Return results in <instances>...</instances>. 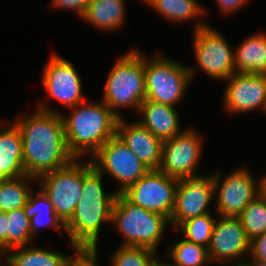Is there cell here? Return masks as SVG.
Returning a JSON list of instances; mask_svg holds the SVG:
<instances>
[{"instance_id":"cell-1","label":"cell","mask_w":266,"mask_h":266,"mask_svg":"<svg viewBox=\"0 0 266 266\" xmlns=\"http://www.w3.org/2000/svg\"><path fill=\"white\" fill-rule=\"evenodd\" d=\"M34 109V110H33ZM30 113L20 112L11 119L20 129L26 175L38 179L70 163L61 112L45 99H39Z\"/></svg>"},{"instance_id":"cell-2","label":"cell","mask_w":266,"mask_h":266,"mask_svg":"<svg viewBox=\"0 0 266 266\" xmlns=\"http://www.w3.org/2000/svg\"><path fill=\"white\" fill-rule=\"evenodd\" d=\"M81 197L73 216L65 224L68 247H98L104 225H110L112 207L117 192L104 189V176L97 171L90 158L83 159Z\"/></svg>"},{"instance_id":"cell-3","label":"cell","mask_w":266,"mask_h":266,"mask_svg":"<svg viewBox=\"0 0 266 266\" xmlns=\"http://www.w3.org/2000/svg\"><path fill=\"white\" fill-rule=\"evenodd\" d=\"M61 111L65 140L75 158H91L108 140L116 135L119 117L101 100L89 101Z\"/></svg>"},{"instance_id":"cell-4","label":"cell","mask_w":266,"mask_h":266,"mask_svg":"<svg viewBox=\"0 0 266 266\" xmlns=\"http://www.w3.org/2000/svg\"><path fill=\"white\" fill-rule=\"evenodd\" d=\"M103 86L102 100L119 118L123 109L138 113L146 99L144 53L132 47L116 58Z\"/></svg>"},{"instance_id":"cell-5","label":"cell","mask_w":266,"mask_h":266,"mask_svg":"<svg viewBox=\"0 0 266 266\" xmlns=\"http://www.w3.org/2000/svg\"><path fill=\"white\" fill-rule=\"evenodd\" d=\"M110 225L120 238L123 237L120 246L143 247L159 252L170 222L164 215L132 204L121 193H117Z\"/></svg>"},{"instance_id":"cell-6","label":"cell","mask_w":266,"mask_h":266,"mask_svg":"<svg viewBox=\"0 0 266 266\" xmlns=\"http://www.w3.org/2000/svg\"><path fill=\"white\" fill-rule=\"evenodd\" d=\"M146 99L170 106L179 105L198 72L194 66L180 63L159 50L152 57L144 53Z\"/></svg>"},{"instance_id":"cell-7","label":"cell","mask_w":266,"mask_h":266,"mask_svg":"<svg viewBox=\"0 0 266 266\" xmlns=\"http://www.w3.org/2000/svg\"><path fill=\"white\" fill-rule=\"evenodd\" d=\"M214 180V211L223 217H238L240 213L260 194V176L256 178L246 166L231 169L226 175L216 170Z\"/></svg>"},{"instance_id":"cell-8","label":"cell","mask_w":266,"mask_h":266,"mask_svg":"<svg viewBox=\"0 0 266 266\" xmlns=\"http://www.w3.org/2000/svg\"><path fill=\"white\" fill-rule=\"evenodd\" d=\"M83 158H74L66 166L41 175L37 186L49 197L57 217L65 225L73 216L81 197Z\"/></svg>"},{"instance_id":"cell-9","label":"cell","mask_w":266,"mask_h":266,"mask_svg":"<svg viewBox=\"0 0 266 266\" xmlns=\"http://www.w3.org/2000/svg\"><path fill=\"white\" fill-rule=\"evenodd\" d=\"M192 50L198 66L213 80L225 81L235 73L234 48L218 28L210 24L193 31Z\"/></svg>"},{"instance_id":"cell-10","label":"cell","mask_w":266,"mask_h":266,"mask_svg":"<svg viewBox=\"0 0 266 266\" xmlns=\"http://www.w3.org/2000/svg\"><path fill=\"white\" fill-rule=\"evenodd\" d=\"M205 137L190 125L163 141L159 171L177 179L202 176L197 173L205 150Z\"/></svg>"},{"instance_id":"cell-11","label":"cell","mask_w":266,"mask_h":266,"mask_svg":"<svg viewBox=\"0 0 266 266\" xmlns=\"http://www.w3.org/2000/svg\"><path fill=\"white\" fill-rule=\"evenodd\" d=\"M93 167L103 176L109 174L117 184L115 191L122 193L143 177L150 169L115 135L91 158Z\"/></svg>"},{"instance_id":"cell-12","label":"cell","mask_w":266,"mask_h":266,"mask_svg":"<svg viewBox=\"0 0 266 266\" xmlns=\"http://www.w3.org/2000/svg\"><path fill=\"white\" fill-rule=\"evenodd\" d=\"M41 75V86L46 92L45 96L60 103L67 110L87 100L83 94L81 75L74 64L59 53H50Z\"/></svg>"},{"instance_id":"cell-13","label":"cell","mask_w":266,"mask_h":266,"mask_svg":"<svg viewBox=\"0 0 266 266\" xmlns=\"http://www.w3.org/2000/svg\"><path fill=\"white\" fill-rule=\"evenodd\" d=\"M179 179L159 170H149L121 194L132 204L148 211L160 213L169 220L175 207Z\"/></svg>"},{"instance_id":"cell-14","label":"cell","mask_w":266,"mask_h":266,"mask_svg":"<svg viewBox=\"0 0 266 266\" xmlns=\"http://www.w3.org/2000/svg\"><path fill=\"white\" fill-rule=\"evenodd\" d=\"M222 107L228 115L263 112L266 102V74L234 73L225 80Z\"/></svg>"},{"instance_id":"cell-15","label":"cell","mask_w":266,"mask_h":266,"mask_svg":"<svg viewBox=\"0 0 266 266\" xmlns=\"http://www.w3.org/2000/svg\"><path fill=\"white\" fill-rule=\"evenodd\" d=\"M250 242L238 217L217 215L208 247L211 263L214 266H223L247 261Z\"/></svg>"},{"instance_id":"cell-16","label":"cell","mask_w":266,"mask_h":266,"mask_svg":"<svg viewBox=\"0 0 266 266\" xmlns=\"http://www.w3.org/2000/svg\"><path fill=\"white\" fill-rule=\"evenodd\" d=\"M215 201L212 174L179 179L175 207L169 220L175 230L182 222L212 213L210 205ZM210 208V209H209Z\"/></svg>"},{"instance_id":"cell-17","label":"cell","mask_w":266,"mask_h":266,"mask_svg":"<svg viewBox=\"0 0 266 266\" xmlns=\"http://www.w3.org/2000/svg\"><path fill=\"white\" fill-rule=\"evenodd\" d=\"M118 119L116 135L150 170H158L161 164L163 141L153 135L138 121Z\"/></svg>"},{"instance_id":"cell-18","label":"cell","mask_w":266,"mask_h":266,"mask_svg":"<svg viewBox=\"0 0 266 266\" xmlns=\"http://www.w3.org/2000/svg\"><path fill=\"white\" fill-rule=\"evenodd\" d=\"M176 107L145 100L136 114L137 121L162 141L182 132L181 116ZM140 116V117H139Z\"/></svg>"},{"instance_id":"cell-19","label":"cell","mask_w":266,"mask_h":266,"mask_svg":"<svg viewBox=\"0 0 266 266\" xmlns=\"http://www.w3.org/2000/svg\"><path fill=\"white\" fill-rule=\"evenodd\" d=\"M26 175L23 163V141L20 129L9 120L0 124V179Z\"/></svg>"},{"instance_id":"cell-20","label":"cell","mask_w":266,"mask_h":266,"mask_svg":"<svg viewBox=\"0 0 266 266\" xmlns=\"http://www.w3.org/2000/svg\"><path fill=\"white\" fill-rule=\"evenodd\" d=\"M142 2L164 20H168L167 22L183 24L195 21L193 31L208 24L205 21L208 10L199 0H143Z\"/></svg>"},{"instance_id":"cell-21","label":"cell","mask_w":266,"mask_h":266,"mask_svg":"<svg viewBox=\"0 0 266 266\" xmlns=\"http://www.w3.org/2000/svg\"><path fill=\"white\" fill-rule=\"evenodd\" d=\"M127 0H91L81 18L99 32H113L124 28Z\"/></svg>"},{"instance_id":"cell-22","label":"cell","mask_w":266,"mask_h":266,"mask_svg":"<svg viewBox=\"0 0 266 266\" xmlns=\"http://www.w3.org/2000/svg\"><path fill=\"white\" fill-rule=\"evenodd\" d=\"M236 73L266 74V32L258 31L234 47Z\"/></svg>"},{"instance_id":"cell-23","label":"cell","mask_w":266,"mask_h":266,"mask_svg":"<svg viewBox=\"0 0 266 266\" xmlns=\"http://www.w3.org/2000/svg\"><path fill=\"white\" fill-rule=\"evenodd\" d=\"M36 191L30 193L27 204L24 207L27 217L30 219L32 236L36 239L41 228H52L61 235H66L65 225L57 217L49 197L38 186ZM36 194V195H35Z\"/></svg>"},{"instance_id":"cell-24","label":"cell","mask_w":266,"mask_h":266,"mask_svg":"<svg viewBox=\"0 0 266 266\" xmlns=\"http://www.w3.org/2000/svg\"><path fill=\"white\" fill-rule=\"evenodd\" d=\"M37 245L36 242L9 250L6 266H63L68 254Z\"/></svg>"},{"instance_id":"cell-25","label":"cell","mask_w":266,"mask_h":266,"mask_svg":"<svg viewBox=\"0 0 266 266\" xmlns=\"http://www.w3.org/2000/svg\"><path fill=\"white\" fill-rule=\"evenodd\" d=\"M37 179L28 175L18 178L0 179V211L10 212L24 208Z\"/></svg>"},{"instance_id":"cell-26","label":"cell","mask_w":266,"mask_h":266,"mask_svg":"<svg viewBox=\"0 0 266 266\" xmlns=\"http://www.w3.org/2000/svg\"><path fill=\"white\" fill-rule=\"evenodd\" d=\"M178 239L164 254V258L170 259L167 262L171 266H213L207 247L187 241L181 236Z\"/></svg>"},{"instance_id":"cell-27","label":"cell","mask_w":266,"mask_h":266,"mask_svg":"<svg viewBox=\"0 0 266 266\" xmlns=\"http://www.w3.org/2000/svg\"><path fill=\"white\" fill-rule=\"evenodd\" d=\"M215 215V216H214ZM217 213H207L182 222L175 231L187 241L209 247Z\"/></svg>"},{"instance_id":"cell-28","label":"cell","mask_w":266,"mask_h":266,"mask_svg":"<svg viewBox=\"0 0 266 266\" xmlns=\"http://www.w3.org/2000/svg\"><path fill=\"white\" fill-rule=\"evenodd\" d=\"M7 219L6 252L13 248L36 243L37 240L31 233L30 219L24 208L7 212Z\"/></svg>"},{"instance_id":"cell-29","label":"cell","mask_w":266,"mask_h":266,"mask_svg":"<svg viewBox=\"0 0 266 266\" xmlns=\"http://www.w3.org/2000/svg\"><path fill=\"white\" fill-rule=\"evenodd\" d=\"M238 218L250 241L264 234L266 232V198L260 193Z\"/></svg>"},{"instance_id":"cell-30","label":"cell","mask_w":266,"mask_h":266,"mask_svg":"<svg viewBox=\"0 0 266 266\" xmlns=\"http://www.w3.org/2000/svg\"><path fill=\"white\" fill-rule=\"evenodd\" d=\"M143 247L119 246L110 255V266H155L159 256Z\"/></svg>"},{"instance_id":"cell-31","label":"cell","mask_w":266,"mask_h":266,"mask_svg":"<svg viewBox=\"0 0 266 266\" xmlns=\"http://www.w3.org/2000/svg\"><path fill=\"white\" fill-rule=\"evenodd\" d=\"M99 247H75L73 255L67 256L63 266H100Z\"/></svg>"},{"instance_id":"cell-32","label":"cell","mask_w":266,"mask_h":266,"mask_svg":"<svg viewBox=\"0 0 266 266\" xmlns=\"http://www.w3.org/2000/svg\"><path fill=\"white\" fill-rule=\"evenodd\" d=\"M90 1L91 0H51L50 6H52L54 10L73 11L78 18L81 19Z\"/></svg>"},{"instance_id":"cell-33","label":"cell","mask_w":266,"mask_h":266,"mask_svg":"<svg viewBox=\"0 0 266 266\" xmlns=\"http://www.w3.org/2000/svg\"><path fill=\"white\" fill-rule=\"evenodd\" d=\"M250 262H266V232L250 242Z\"/></svg>"},{"instance_id":"cell-34","label":"cell","mask_w":266,"mask_h":266,"mask_svg":"<svg viewBox=\"0 0 266 266\" xmlns=\"http://www.w3.org/2000/svg\"><path fill=\"white\" fill-rule=\"evenodd\" d=\"M251 0H215L220 10L221 15L229 17L232 14L238 13L239 10L244 8Z\"/></svg>"},{"instance_id":"cell-35","label":"cell","mask_w":266,"mask_h":266,"mask_svg":"<svg viewBox=\"0 0 266 266\" xmlns=\"http://www.w3.org/2000/svg\"><path fill=\"white\" fill-rule=\"evenodd\" d=\"M7 213L0 211V245L6 251L7 230Z\"/></svg>"},{"instance_id":"cell-36","label":"cell","mask_w":266,"mask_h":266,"mask_svg":"<svg viewBox=\"0 0 266 266\" xmlns=\"http://www.w3.org/2000/svg\"><path fill=\"white\" fill-rule=\"evenodd\" d=\"M264 174V175H263ZM260 176V193L266 198V173H262Z\"/></svg>"},{"instance_id":"cell-37","label":"cell","mask_w":266,"mask_h":266,"mask_svg":"<svg viewBox=\"0 0 266 266\" xmlns=\"http://www.w3.org/2000/svg\"><path fill=\"white\" fill-rule=\"evenodd\" d=\"M7 252L0 245V266H6Z\"/></svg>"},{"instance_id":"cell-38","label":"cell","mask_w":266,"mask_h":266,"mask_svg":"<svg viewBox=\"0 0 266 266\" xmlns=\"http://www.w3.org/2000/svg\"><path fill=\"white\" fill-rule=\"evenodd\" d=\"M223 266H254L252 262H250L249 260L247 261H243V262H238V263H230V264H226Z\"/></svg>"},{"instance_id":"cell-39","label":"cell","mask_w":266,"mask_h":266,"mask_svg":"<svg viewBox=\"0 0 266 266\" xmlns=\"http://www.w3.org/2000/svg\"><path fill=\"white\" fill-rule=\"evenodd\" d=\"M155 266H171L166 259L161 260V258L159 259V261L155 264Z\"/></svg>"},{"instance_id":"cell-40","label":"cell","mask_w":266,"mask_h":266,"mask_svg":"<svg viewBox=\"0 0 266 266\" xmlns=\"http://www.w3.org/2000/svg\"><path fill=\"white\" fill-rule=\"evenodd\" d=\"M254 266H266V262H252Z\"/></svg>"},{"instance_id":"cell-41","label":"cell","mask_w":266,"mask_h":266,"mask_svg":"<svg viewBox=\"0 0 266 266\" xmlns=\"http://www.w3.org/2000/svg\"><path fill=\"white\" fill-rule=\"evenodd\" d=\"M264 113L266 114V102H265V109H264Z\"/></svg>"}]
</instances>
